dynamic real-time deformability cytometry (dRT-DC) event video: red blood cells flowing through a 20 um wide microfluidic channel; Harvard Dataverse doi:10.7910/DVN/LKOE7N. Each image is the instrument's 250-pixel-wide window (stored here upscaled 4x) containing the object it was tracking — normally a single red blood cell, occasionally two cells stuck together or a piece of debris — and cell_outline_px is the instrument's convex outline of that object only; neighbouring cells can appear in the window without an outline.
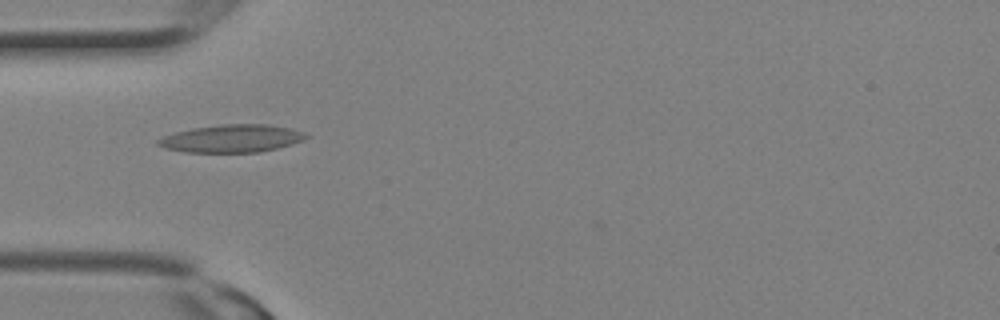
{"species": "Egyptian fruit bat (a non-hibernating species)", "species_latin": "Rousettus aegyptiacus", "temperature_condition": "room temperature", "stored_images_in_passage": 10, "camera_frame_rate_fps": 3000, "um_per_image_px": 0.085, "animal": {"sex": "female"}, "frame": {"image": 1, "passage_image": 5, "time_ms": 1.333, "image_size_px": [1000, 320], "cell_outline_px": [[312, 136], [304, 140], [292, 144], [260, 152], [184, 152], [164, 148], [156, 144], [156, 140], [164, 136], [176, 132], [192, 128], [220, 124], [268, 124], [288, 128], [304, 132]], "centroid_in_image_um": [19.71, 11.77], "position_along_channel_um": 65.3, "area_um2": 23.99}}
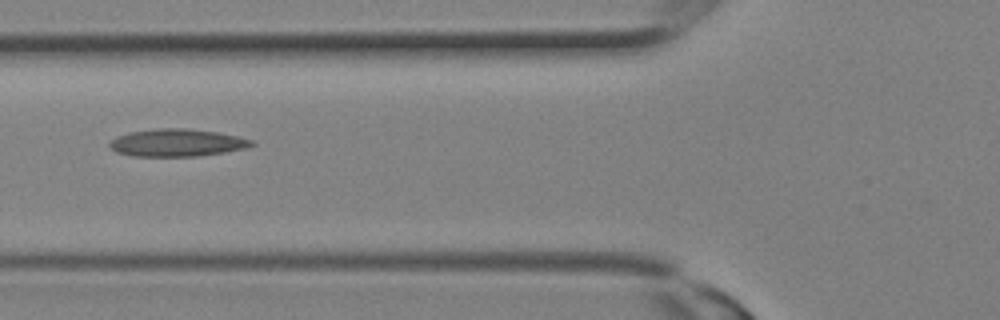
{"frame": {"image": 2, "passage_image": 7, "time_ms": 2.0, "image_size_px": [1000, 320], "cell_outline_px": [[256, 144], [248, 148], [200, 156], [132, 156], [116, 152], [108, 144], [108, 140], [116, 136], [128, 132], [160, 128], [184, 128], [216, 132], [236, 136], [252, 140]], "centroid_in_image_um": [15.01, 12.13], "position_along_channel_um": 110.8, "area_um2": 22.83}}
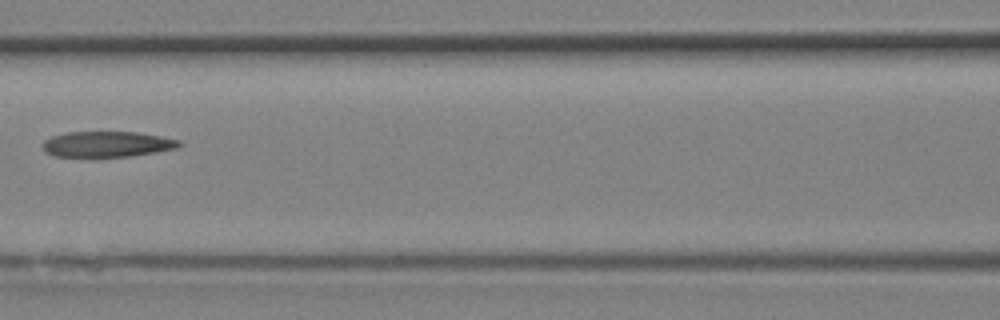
{"frame": {"image": 3, "passage_image": 9, "time_ms": 2.667, "image_size_px": [1000, 320], "cell_outline_px": [[180, 144], [176, 148], [156, 152], [132, 156], [56, 156], [44, 152], [40, 144], [44, 140], [52, 136], [68, 132], [136, 132], [160, 136], [180, 140]], "centroid_in_image_um": [9.06, 12.25], "position_along_channel_um": 157.5, "area_um2": 20.29}}